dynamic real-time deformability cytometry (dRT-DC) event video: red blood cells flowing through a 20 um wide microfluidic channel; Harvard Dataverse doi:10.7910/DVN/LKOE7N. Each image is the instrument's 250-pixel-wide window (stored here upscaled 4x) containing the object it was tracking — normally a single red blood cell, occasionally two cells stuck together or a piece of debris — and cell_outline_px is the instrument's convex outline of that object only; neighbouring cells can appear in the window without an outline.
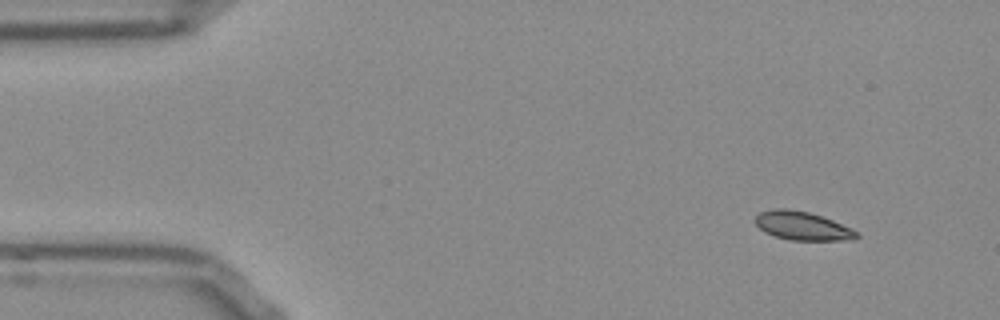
{"species": "Egyptian fruit bat (a non-hibernating species)", "species_latin": "Rousettus aegyptiacus", "temperature_condition": "room temperature", "stored_images_in_passage": 49, "camera_frame_rate_fps": 3000, "um_per_image_px": 0.085, "frame": {"image": 1, "passage_image": 1, "time_ms": 0.0, "image_size_px": [1000, 320], "cell_outline_px": [[860, 236], [852, 240], [792, 240], [776, 236], [764, 232], [752, 220], [760, 212], [772, 208], [788, 208], [808, 212], [832, 220], [852, 228], [860, 232]], "centroid_in_image_um": [68.21, 19.19], "position_along_channel_um": 16.8, "area_um2": 16.99}}
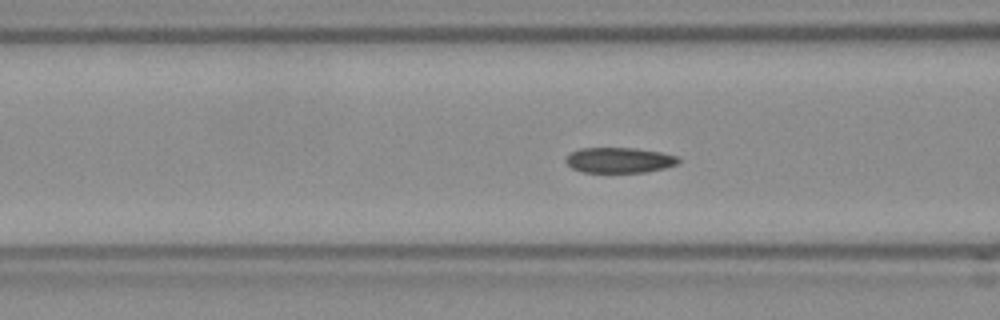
{"frame": {"image": 2, "passage_image": 16, "time_ms": 5.0, "image_size_px": [1000, 320], "cell_outline_px": [[680, 160], [676, 164], [664, 168], [644, 172], [580, 172], [572, 168], [564, 160], [572, 152], [580, 148], [636, 148], [660, 152], [680, 156]], "centroid_in_image_um": [52.65, 13.61], "position_along_channel_um": 114.0, "area_um2": 16.65}}
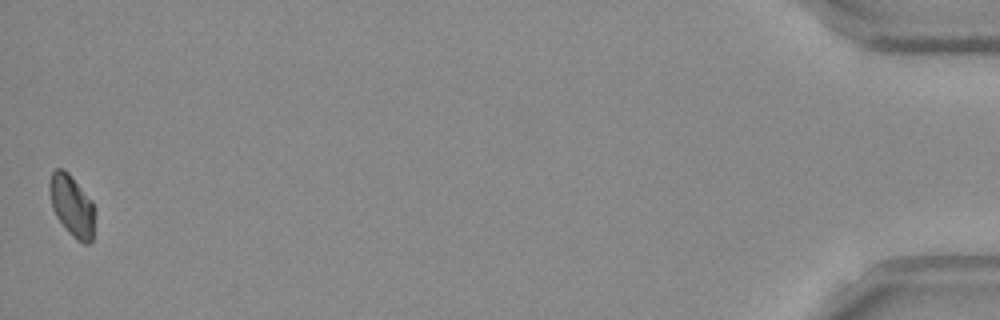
{"frame": {"image": 3, "passage_image": 49, "time_ms": 16.0, "image_size_px": [1000, 320], "cell_outline_px": [[92, 240], [88, 244], [84, 244], [76, 240], [68, 232], [56, 216], [52, 208], [48, 188], [48, 184], [52, 172], [56, 168], [64, 168], [68, 172], [92, 200]], "centroid_in_image_um": [6.06, 17.45], "position_along_channel_um": 429.1, "area_um2": 16.01}, "authors_computed_cell_mechanics": {"area_um2": 16.9932, "velocity_mm_per_s": 3.7693, "shape_relaxation_time_tau1_ms": 10.6504, "shape_relaxation_time_tau2_ms": 3.2583, "deformation_change_tau1": 0.1994, "deformation_change_tau2": 0.0431}}